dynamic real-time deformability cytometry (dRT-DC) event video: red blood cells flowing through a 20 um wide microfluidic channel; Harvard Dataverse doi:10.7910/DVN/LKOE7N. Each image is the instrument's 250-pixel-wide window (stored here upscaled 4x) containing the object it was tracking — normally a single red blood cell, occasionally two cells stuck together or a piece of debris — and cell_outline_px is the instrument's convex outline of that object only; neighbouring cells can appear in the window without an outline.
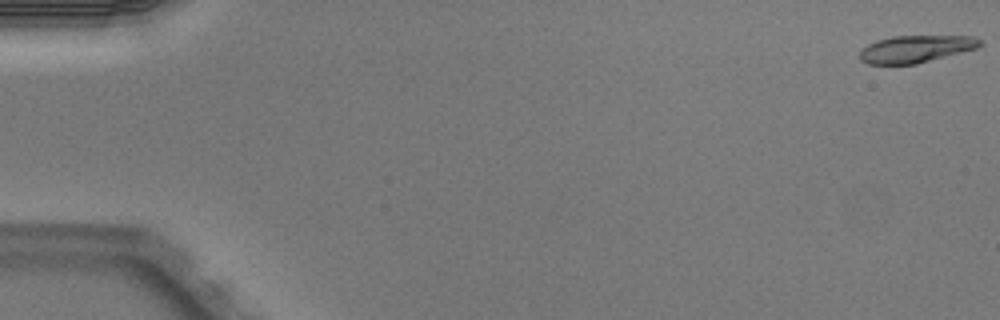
{"species": "Egyptian fruit bat (a non-hibernating species)", "species_latin": "Rousettus aegyptiacus", "temperature_condition": "warm", "stored_images_in_passage": 4, "camera_frame_rate_fps": 3000, "um_per_image_px": 0.085, "animal": {"sex": "male"}, "frame": {"image": 1, "passage_image": 1, "time_ms": 0.0, "image_size_px": [1000, 320], "cell_outline_px": [[984, 44], [980, 48], [916, 64], [868, 64], [860, 60], [860, 52], [868, 44], [876, 40], [892, 36], [972, 36], [980, 40]], "centroid_in_image_um": [77.89, 4.16], "position_along_channel_um": 7.1, "area_um2": 19.19}}
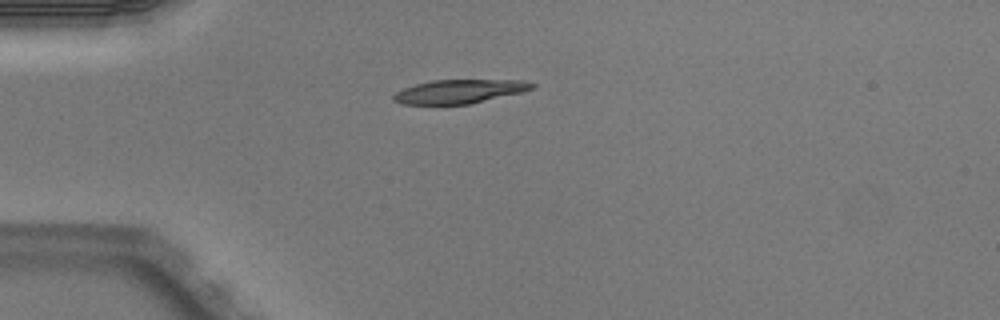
{"frame": {"image": 2, "passage_image": 3, "time_ms": 0.667, "image_size_px": [1000, 320], "cell_outline_px": [[536, 84], [532, 88], [520, 92], [468, 104], [404, 104], [392, 100], [392, 96], [396, 92], [404, 88], [416, 84], [432, 80], [524, 80]], "centroid_in_image_um": [39.01, 7.76], "position_along_channel_um": 46.0, "area_um2": 18.9}}